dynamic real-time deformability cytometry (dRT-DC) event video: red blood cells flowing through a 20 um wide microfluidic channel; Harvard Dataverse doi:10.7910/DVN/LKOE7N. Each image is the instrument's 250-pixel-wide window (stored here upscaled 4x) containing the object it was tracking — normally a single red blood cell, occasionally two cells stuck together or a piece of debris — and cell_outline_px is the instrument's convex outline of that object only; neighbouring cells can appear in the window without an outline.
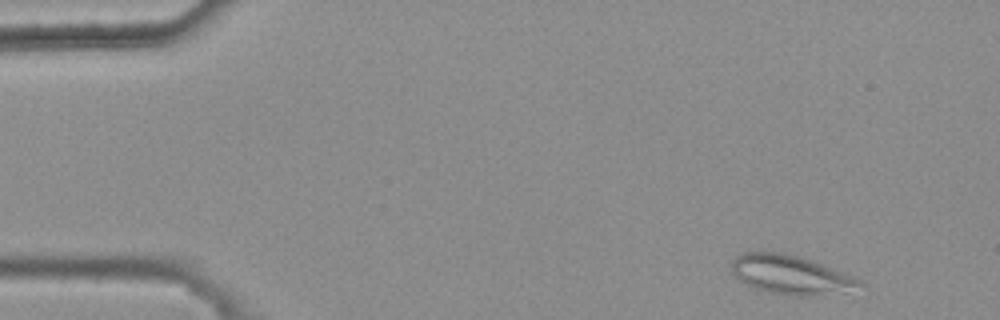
{"species": "common noctule bat (a hibernating species)", "species_latin": "Nyctalus noctula", "temperature_condition": "warm", "stored_images_in_passage": 3, "camera_frame_rate_fps": 3000, "um_per_image_px": 0.085, "animal": {"sex": "female", "body_mass_g": 25.1}, "frame": {"image": 1, "passage_image": 1, "time_ms": 0.0, "image_size_px": [1000, 320], "cell_outline_px": [[864, 284], [844, 292], [812, 296], [788, 296], [756, 288], [740, 280], [732, 272], [728, 264], [736, 256], [744, 252], [784, 252], [820, 264], [852, 276], [860, 280]], "centroid_in_image_um": [67.15, 23.35], "position_along_channel_um": 17.8, "area_um2": 28.67}}